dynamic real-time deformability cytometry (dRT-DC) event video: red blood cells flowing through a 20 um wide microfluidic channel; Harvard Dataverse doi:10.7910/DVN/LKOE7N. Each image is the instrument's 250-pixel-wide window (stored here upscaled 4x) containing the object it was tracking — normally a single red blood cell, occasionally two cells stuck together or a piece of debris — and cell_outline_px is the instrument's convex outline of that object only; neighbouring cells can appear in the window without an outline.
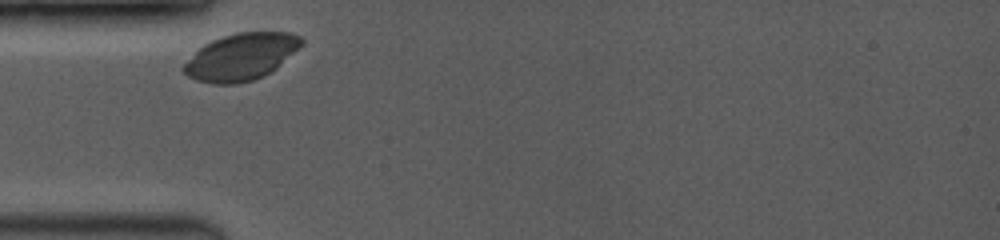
{"species": "common noctule bat (a hibernating species)", "species_latin": "Nyctalus noctula", "temperature_condition": "room temperature", "stored_images_in_passage": 7, "camera_frame_rate_fps": 3500, "um_per_image_px": 0.085, "animal": {"sex": "female", "body_mass_g": 19.0, "forearm_length_mm": 53.3}, "frame": {"image": 1, "passage_image": 1, "time_ms": 0.0, "image_size_px": [1000, 240], "cell_outline_px": [[304, 44], [276, 68], [264, 76], [252, 80], [236, 84], [212, 84], [196, 80], [188, 76], [180, 68], [204, 44], [212, 40], [236, 32], [288, 32], [300, 36], [304, 40]], "centroid_in_image_um": [20.51, 4.83], "position_along_channel_um": 64.5, "area_um2": 32.08}}
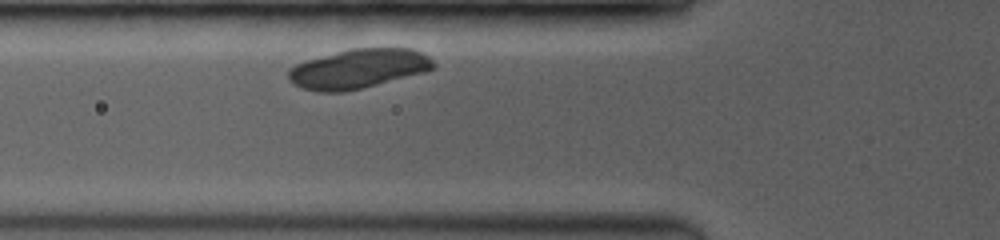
{"frame": {"image": 2, "passage_image": 4, "time_ms": 0.857, "image_size_px": [1000, 240], "cell_outline_px": [[436, 64], [432, 68], [424, 72], [344, 92], [316, 92], [292, 84], [288, 80], [288, 68], [304, 60], [352, 48], [412, 48], [428, 56]], "centroid_in_image_um": [30.4, 5.84], "position_along_channel_um": 95.4, "area_um2": 33.18}}